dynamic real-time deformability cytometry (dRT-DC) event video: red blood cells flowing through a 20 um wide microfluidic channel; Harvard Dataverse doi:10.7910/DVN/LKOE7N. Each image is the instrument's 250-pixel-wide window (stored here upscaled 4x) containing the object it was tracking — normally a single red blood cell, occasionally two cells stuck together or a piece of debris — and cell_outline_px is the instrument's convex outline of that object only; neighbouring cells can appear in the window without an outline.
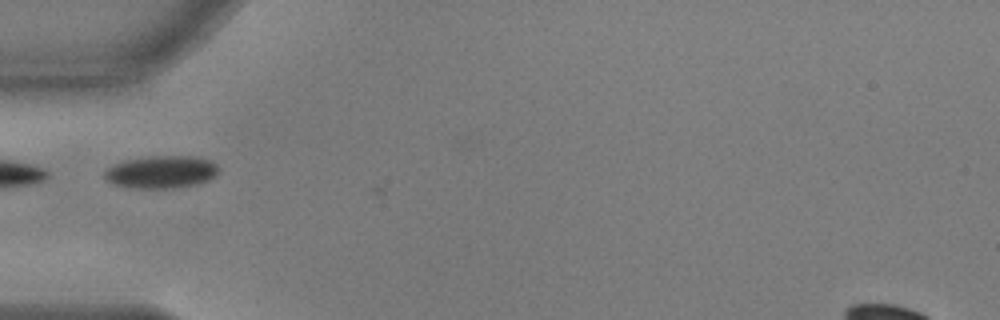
{"species": "common noctule bat (a hibernating species)", "species_latin": "Nyctalus noctula", "temperature_condition": "warm", "stored_images_in_passage": 24, "camera_frame_rate_fps": 3000, "um_per_image_px": 0.085, "animal": {"sex": "male", "body_mass_g": 17.9, "forearm_length_mm": 54.2}, "frame": {"image": 1, "passage_image": 2, "time_ms": 0.333, "image_size_px": [1000, 320], "cell_outline_px": [[220, 168], [216, 176], [208, 180], [196, 184], [172, 188], [128, 188], [112, 184], [104, 176], [104, 172], [112, 164], [124, 160], [148, 156], [196, 156], [212, 160]], "centroid_in_image_um": [13.72, 14.61], "position_along_channel_um": 71.3, "area_um2": 21.96}}
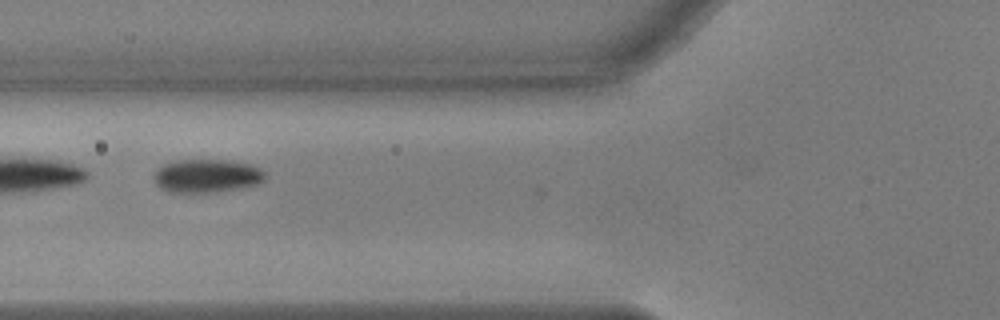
{"frame": {"image": 2, "passage_image": 5, "time_ms": 1.333, "image_size_px": [1000, 320], "cell_outline_px": [[264, 180], [256, 184], [240, 188], [216, 192], [168, 192], [160, 188], [152, 180], [152, 176], [156, 168], [164, 164], [180, 160], [228, 160], [252, 164], [260, 168], [264, 172]], "centroid_in_image_um": [17.53, 14.95], "position_along_channel_um": 108.3, "area_um2": 21.79}}